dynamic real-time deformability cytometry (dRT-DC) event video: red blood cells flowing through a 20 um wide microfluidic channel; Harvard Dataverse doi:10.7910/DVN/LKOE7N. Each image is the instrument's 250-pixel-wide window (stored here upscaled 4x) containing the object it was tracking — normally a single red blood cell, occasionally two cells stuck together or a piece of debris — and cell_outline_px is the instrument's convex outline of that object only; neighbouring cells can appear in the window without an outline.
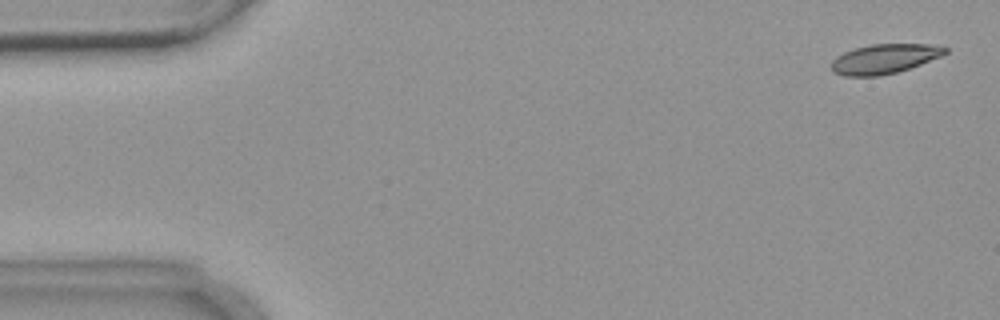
{"species": "common noctule bat (a hibernating species)", "species_latin": "Nyctalus noctula", "temperature_condition": "warm", "stored_images_in_passage": 6, "camera_frame_rate_fps": 3000, "um_per_image_px": 0.085, "animal": {"sex": "female", "body_mass_g": 18.4}, "frame": {"image": 1, "passage_image": 1, "time_ms": 0.0, "image_size_px": [1000, 320], "cell_outline_px": [[948, 52], [940, 56], [920, 64], [896, 72], [880, 76], [844, 76], [832, 72], [828, 68], [828, 64], [836, 56], [844, 52], [856, 48], [872, 44], [928, 44], [948, 48]], "centroid_in_image_um": [75.08, 5.01], "position_along_channel_um": 9.9, "area_um2": 19.65}}